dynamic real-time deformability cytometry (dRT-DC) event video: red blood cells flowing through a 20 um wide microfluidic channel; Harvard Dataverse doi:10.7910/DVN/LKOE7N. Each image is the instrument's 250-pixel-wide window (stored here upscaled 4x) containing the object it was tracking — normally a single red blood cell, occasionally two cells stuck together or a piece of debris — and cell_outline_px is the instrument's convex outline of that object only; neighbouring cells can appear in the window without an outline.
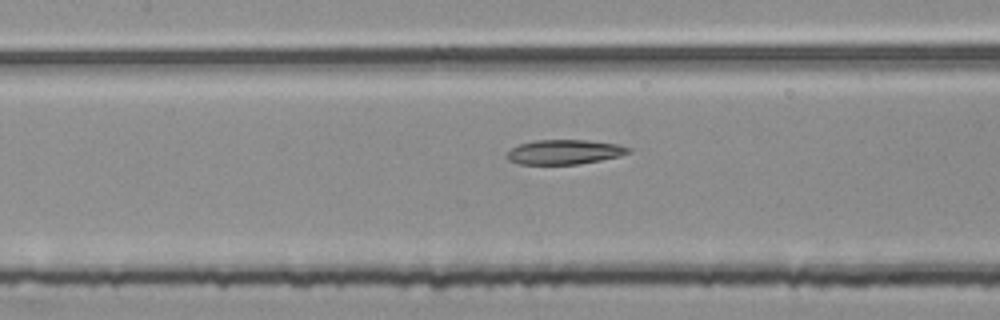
{"species": "common noctule bat (a hibernating species)", "species_latin": "Nyctalus noctula", "temperature_condition": "room temperature", "stored_images_in_passage": 53, "segment_of_instrument_passage": [2, 2], "camera_frame_rate_fps": 3000, "um_per_image_px": 0.085, "animal": {"sex": "female", "body_mass_g": 25.1}, "frame": {"image": 1, "passage_image": 24, "time_ms": 7.667, "image_size_px": [1000, 320], "cell_outline_px": [[632, 152], [620, 156], [580, 164], [520, 164], [508, 160], [504, 156], [512, 148], [520, 144], [536, 140], [588, 140], [616, 144], [632, 148]], "centroid_in_image_um": [47.99, 12.92], "position_along_channel_um": 159.4, "area_um2": 17.46}}
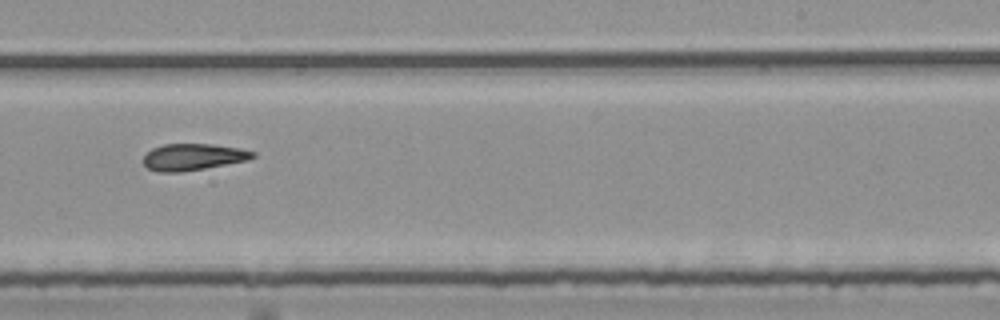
{"frame": {"image": 2, "passage_image": 33, "time_ms": 10.667, "image_size_px": [1000, 320], "cell_outline_px": [[256, 156], [248, 160], [204, 168], [180, 172], [156, 172], [148, 168], [144, 164], [144, 156], [152, 148], [164, 144], [212, 144], [240, 148], [256, 152]], "centroid_in_image_um": [16.42, 13.34], "position_along_channel_um": 272.6, "area_um2": 16.94}}
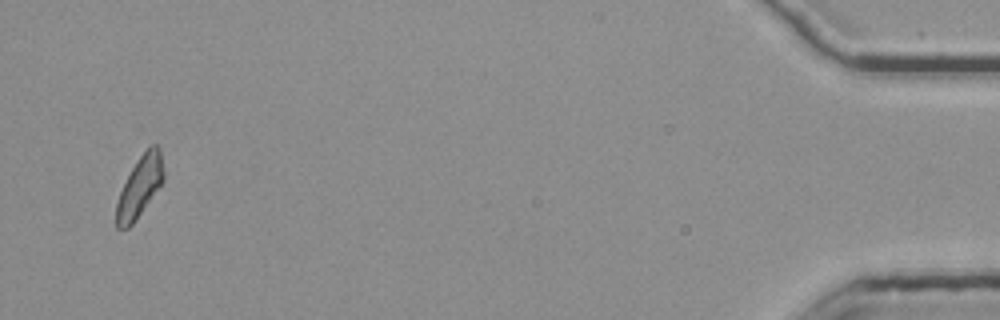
{"frame": {"image": 3, "passage_image": 52, "time_ms": 17.0, "image_size_px": [1000, 320], "cell_outline_px": [[164, 180], [136, 220], [128, 228], [116, 228], [116, 204], [120, 192], [136, 160], [152, 144], [156, 144], [160, 148], [164, 172]], "centroid_in_image_um": [11.88, 15.87], "position_along_channel_um": 423.3, "area_um2": 16.53}}